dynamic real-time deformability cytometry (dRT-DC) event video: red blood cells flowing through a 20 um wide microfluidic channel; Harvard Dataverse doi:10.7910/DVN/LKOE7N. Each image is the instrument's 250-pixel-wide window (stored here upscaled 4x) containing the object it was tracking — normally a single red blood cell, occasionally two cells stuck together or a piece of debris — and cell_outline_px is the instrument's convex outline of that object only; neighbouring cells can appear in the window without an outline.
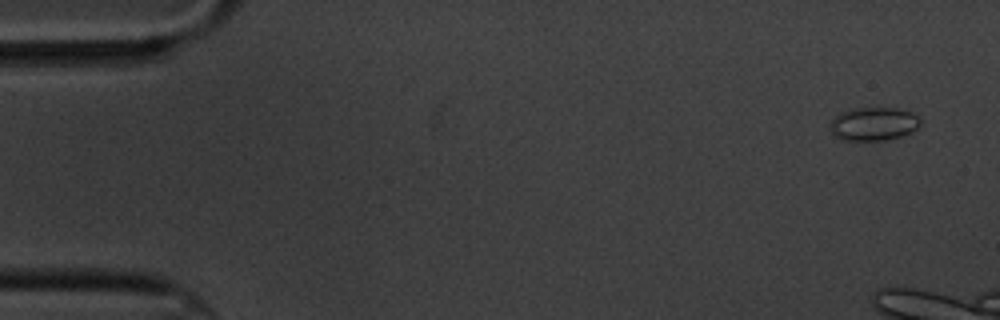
{"species": "common noctule bat (a hibernating species)", "species_latin": "Nyctalus noctula", "temperature_condition": "cold", "stored_images_in_passage": 4, "camera_frame_rate_fps": 3000, "um_per_image_px": 0.085, "animal": {"sex": "male", "body_mass_g": 20.1, "forearm_length_mm": 53.5}, "frame": {"image": 1, "passage_image": 1, "time_ms": 0.0, "image_size_px": [1000, 320], "cell_outline_px": [[920, 124], [912, 132], [900, 136], [884, 140], [840, 140], [832, 132], [828, 124], [840, 112], [856, 108], [900, 108], [912, 112], [920, 120]], "centroid_in_image_um": [74.24, 10.53], "position_along_channel_um": 10.8, "area_um2": 17.51}}